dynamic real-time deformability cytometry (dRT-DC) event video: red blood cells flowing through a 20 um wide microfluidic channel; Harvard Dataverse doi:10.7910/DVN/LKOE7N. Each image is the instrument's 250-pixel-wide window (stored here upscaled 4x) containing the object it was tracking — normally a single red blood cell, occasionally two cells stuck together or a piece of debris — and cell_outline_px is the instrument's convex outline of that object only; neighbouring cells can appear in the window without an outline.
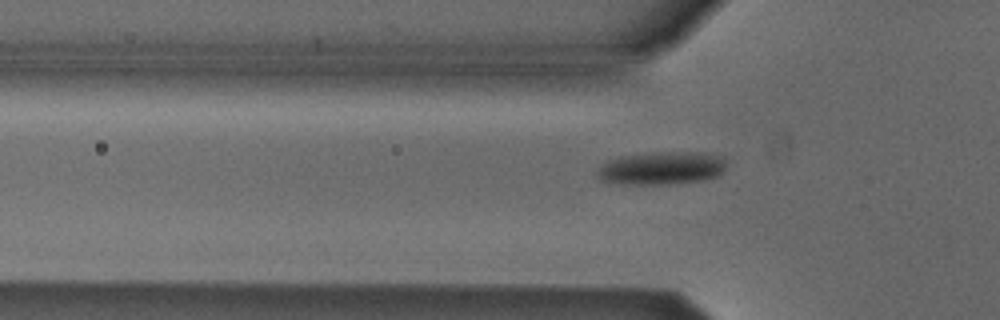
{"species": "Egyptian fruit bat (a non-hibernating species)", "species_latin": "Rousettus aegyptiacus", "temperature_condition": "cold", "stored_images_in_passage": 39, "camera_frame_rate_fps": 3000, "um_per_image_px": 0.085, "animal": {"sex": "male"}, "frame": {"image": 1, "passage_image": 10, "time_ms": 3.0, "image_size_px": [1000, 320], "cell_outline_px": [[724, 168], [720, 176], [704, 180], [668, 184], [620, 184], [600, 180], [596, 176], [596, 172], [600, 164], [608, 160], [620, 156], [652, 152], [704, 152], [724, 156]], "centroid_in_image_um": [56.21, 14.28], "position_along_channel_um": 69.6, "area_um2": 25.26}}
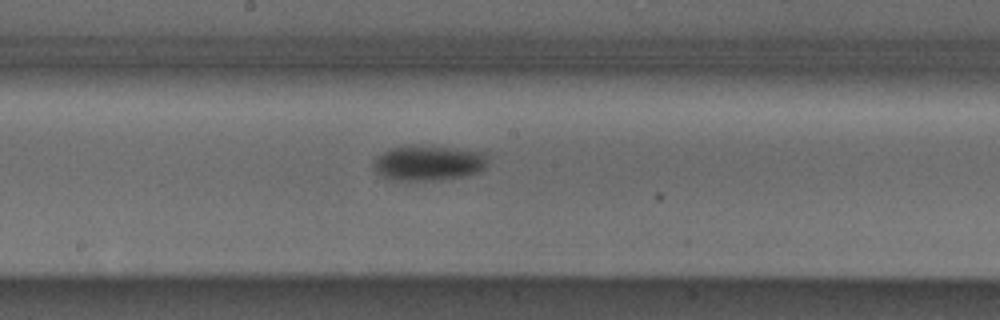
{"frame": {"image": 2, "passage_image": 21, "time_ms": 6.667, "image_size_px": [1000, 320], "cell_outline_px": [[488, 164], [480, 172], [464, 176], [440, 180], [388, 180], [376, 172], [372, 164], [376, 156], [392, 148], [408, 144], [420, 144], [488, 152]], "centroid_in_image_um": [36.44, 13.83], "position_along_channel_um": 211.8, "area_um2": 24.16}}
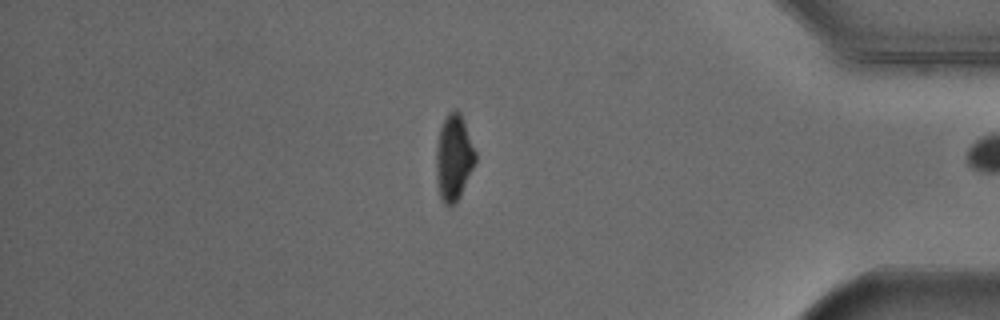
{"frame": {"image": 3, "passage_image": 38, "time_ms": 12.333, "image_size_px": [1000, 320], "cell_outline_px": [[476, 160], [460, 196], [456, 204], [444, 204], [440, 196], [436, 180], [436, 148], [440, 128], [448, 112], [456, 108], [460, 112], [476, 152]], "centroid_in_image_um": [38.56, 13.39], "position_along_channel_um": 396.6, "area_um2": 19.54}, "authors_computed_cell_mechanics": {"area_um2": 23.12, "velocity_mm_per_s": 3.8769, "shape_relaxation_time_tau1_ms": 2.2852, "shape_relaxation_time_tau2_ms": null, "deformation_change_tau1": 0.1097, "deformation_change_tau2": null}}